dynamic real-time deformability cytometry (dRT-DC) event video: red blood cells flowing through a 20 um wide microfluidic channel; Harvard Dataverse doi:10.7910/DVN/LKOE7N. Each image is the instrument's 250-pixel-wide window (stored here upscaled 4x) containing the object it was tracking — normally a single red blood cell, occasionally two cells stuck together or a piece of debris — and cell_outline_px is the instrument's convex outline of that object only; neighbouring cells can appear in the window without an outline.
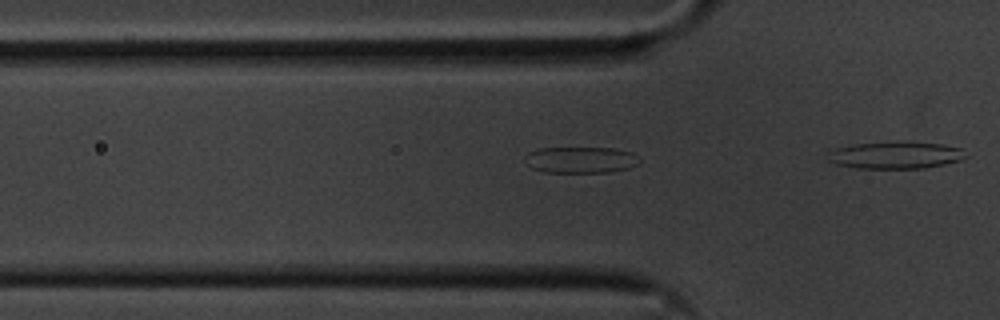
{"species": "common noctule bat (a hibernating species)", "species_latin": "Nyctalus noctula", "temperature_condition": "cold", "stored_images_in_passage": 20, "camera_frame_rate_fps": 3000, "um_per_image_px": 0.085, "animal": {"sex": "male", "body_mass_g": 20.1, "forearm_length_mm": 53.5}, "frame": {"image": 1, "passage_image": 15, "time_ms": 4.667, "image_size_px": [1000, 320], "cell_outline_px": [[640, 164], [628, 168], [608, 172], [544, 172], [532, 168], [528, 164], [524, 156], [528, 152], [536, 148], [616, 148], [632, 152], [640, 156]], "centroid_in_image_um": [49.39, 13.58], "position_along_channel_um": 76.4, "area_um2": 17.74}}